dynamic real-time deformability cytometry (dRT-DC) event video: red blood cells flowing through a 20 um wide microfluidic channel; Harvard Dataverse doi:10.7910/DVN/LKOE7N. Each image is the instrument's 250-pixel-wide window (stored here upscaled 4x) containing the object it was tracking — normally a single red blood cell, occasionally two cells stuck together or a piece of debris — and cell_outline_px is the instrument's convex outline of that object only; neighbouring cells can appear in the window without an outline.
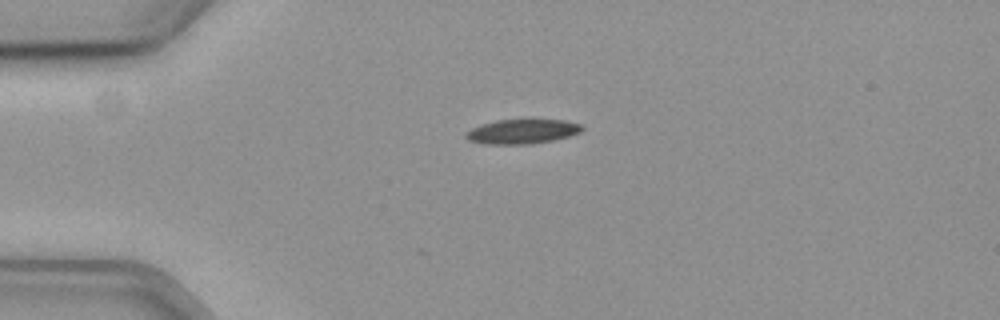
{"species": "common noctule bat (a hibernating species)", "species_latin": "Nyctalus noctula", "temperature_condition": "cold", "stored_images_in_passage": 7, "camera_frame_rate_fps": 3000, "um_per_image_px": 0.085, "animal": {"sex": "female", "body_mass_g": 19.3, "forearm_length_mm": 54.1}, "frame": {"image": 1, "passage_image": 1, "time_ms": 0.0, "image_size_px": [1000, 320], "cell_outline_px": [[584, 128], [580, 132], [568, 136], [552, 140], [528, 144], [484, 144], [468, 140], [464, 136], [464, 132], [472, 128], [496, 120], [564, 120], [580, 124]], "centroid_in_image_um": [44.35, 11.18], "position_along_channel_um": 40.6, "area_um2": 16.42}}
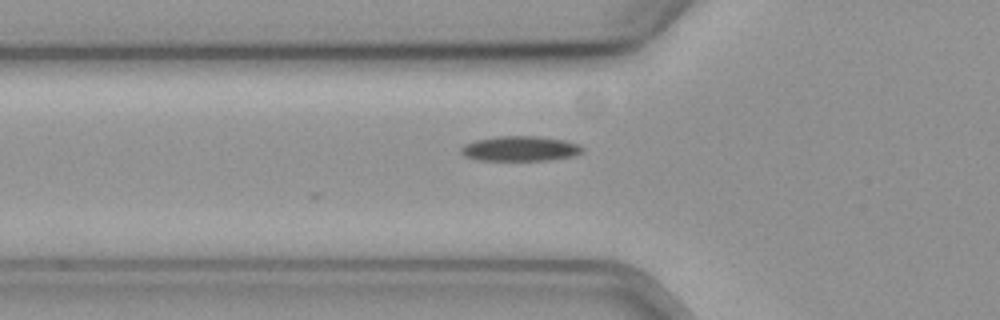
{"frame": {"image": 2, "passage_image": 7, "time_ms": 2.0, "image_size_px": [1000, 320], "cell_outline_px": [[584, 148], [580, 152], [572, 156], [548, 160], [476, 160], [464, 156], [460, 152], [460, 148], [464, 144], [476, 140], [496, 136], [540, 136], [564, 140], [580, 144]], "centroid_in_image_um": [44.18, 12.63], "position_along_channel_um": 81.6, "area_um2": 17.74}}